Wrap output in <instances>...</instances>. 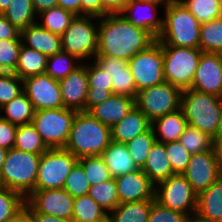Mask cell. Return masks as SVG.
Returning a JSON list of instances; mask_svg holds the SVG:
<instances>
[{"label": "cell", "mask_w": 222, "mask_h": 222, "mask_svg": "<svg viewBox=\"0 0 222 222\" xmlns=\"http://www.w3.org/2000/svg\"><path fill=\"white\" fill-rule=\"evenodd\" d=\"M88 195L108 213L120 204L114 178L91 186Z\"/></svg>", "instance_id": "obj_38"}, {"label": "cell", "mask_w": 222, "mask_h": 222, "mask_svg": "<svg viewBox=\"0 0 222 222\" xmlns=\"http://www.w3.org/2000/svg\"><path fill=\"white\" fill-rule=\"evenodd\" d=\"M128 66L137 91L165 82L162 44L156 40L131 58Z\"/></svg>", "instance_id": "obj_12"}, {"label": "cell", "mask_w": 222, "mask_h": 222, "mask_svg": "<svg viewBox=\"0 0 222 222\" xmlns=\"http://www.w3.org/2000/svg\"><path fill=\"white\" fill-rule=\"evenodd\" d=\"M32 4L37 15L42 11L58 6L57 0H32Z\"/></svg>", "instance_id": "obj_56"}, {"label": "cell", "mask_w": 222, "mask_h": 222, "mask_svg": "<svg viewBox=\"0 0 222 222\" xmlns=\"http://www.w3.org/2000/svg\"><path fill=\"white\" fill-rule=\"evenodd\" d=\"M162 48L165 81L182 90L190 88L202 51L166 44H162Z\"/></svg>", "instance_id": "obj_7"}, {"label": "cell", "mask_w": 222, "mask_h": 222, "mask_svg": "<svg viewBox=\"0 0 222 222\" xmlns=\"http://www.w3.org/2000/svg\"><path fill=\"white\" fill-rule=\"evenodd\" d=\"M2 15L20 31L37 22L32 0H11Z\"/></svg>", "instance_id": "obj_32"}, {"label": "cell", "mask_w": 222, "mask_h": 222, "mask_svg": "<svg viewBox=\"0 0 222 222\" xmlns=\"http://www.w3.org/2000/svg\"><path fill=\"white\" fill-rule=\"evenodd\" d=\"M186 222H213V221L203 218L202 216H199L197 213H193L188 215Z\"/></svg>", "instance_id": "obj_58"}, {"label": "cell", "mask_w": 222, "mask_h": 222, "mask_svg": "<svg viewBox=\"0 0 222 222\" xmlns=\"http://www.w3.org/2000/svg\"><path fill=\"white\" fill-rule=\"evenodd\" d=\"M213 140H222V113L217 126L216 135L213 137Z\"/></svg>", "instance_id": "obj_60"}, {"label": "cell", "mask_w": 222, "mask_h": 222, "mask_svg": "<svg viewBox=\"0 0 222 222\" xmlns=\"http://www.w3.org/2000/svg\"><path fill=\"white\" fill-rule=\"evenodd\" d=\"M78 159L69 151L48 149L41 154L35 190L63 188L66 177Z\"/></svg>", "instance_id": "obj_10"}, {"label": "cell", "mask_w": 222, "mask_h": 222, "mask_svg": "<svg viewBox=\"0 0 222 222\" xmlns=\"http://www.w3.org/2000/svg\"><path fill=\"white\" fill-rule=\"evenodd\" d=\"M200 22L205 23L222 16L219 0H180Z\"/></svg>", "instance_id": "obj_41"}, {"label": "cell", "mask_w": 222, "mask_h": 222, "mask_svg": "<svg viewBox=\"0 0 222 222\" xmlns=\"http://www.w3.org/2000/svg\"><path fill=\"white\" fill-rule=\"evenodd\" d=\"M58 6L73 13L76 16H81V0H57Z\"/></svg>", "instance_id": "obj_55"}, {"label": "cell", "mask_w": 222, "mask_h": 222, "mask_svg": "<svg viewBox=\"0 0 222 222\" xmlns=\"http://www.w3.org/2000/svg\"><path fill=\"white\" fill-rule=\"evenodd\" d=\"M107 213L88 194L74 198L73 222H92Z\"/></svg>", "instance_id": "obj_39"}, {"label": "cell", "mask_w": 222, "mask_h": 222, "mask_svg": "<svg viewBox=\"0 0 222 222\" xmlns=\"http://www.w3.org/2000/svg\"><path fill=\"white\" fill-rule=\"evenodd\" d=\"M26 202L39 213L64 219H72L74 197L65 189L34 190Z\"/></svg>", "instance_id": "obj_14"}, {"label": "cell", "mask_w": 222, "mask_h": 222, "mask_svg": "<svg viewBox=\"0 0 222 222\" xmlns=\"http://www.w3.org/2000/svg\"><path fill=\"white\" fill-rule=\"evenodd\" d=\"M78 61L76 57L64 51L48 56L45 74L60 81L81 65L82 62Z\"/></svg>", "instance_id": "obj_36"}, {"label": "cell", "mask_w": 222, "mask_h": 222, "mask_svg": "<svg viewBox=\"0 0 222 222\" xmlns=\"http://www.w3.org/2000/svg\"><path fill=\"white\" fill-rule=\"evenodd\" d=\"M165 149L171 168L175 174H182L189 163L191 153L180 143V141L167 142Z\"/></svg>", "instance_id": "obj_45"}, {"label": "cell", "mask_w": 222, "mask_h": 222, "mask_svg": "<svg viewBox=\"0 0 222 222\" xmlns=\"http://www.w3.org/2000/svg\"><path fill=\"white\" fill-rule=\"evenodd\" d=\"M20 37L22 45L47 57L62 51L61 36L48 31L37 22L21 30Z\"/></svg>", "instance_id": "obj_21"}, {"label": "cell", "mask_w": 222, "mask_h": 222, "mask_svg": "<svg viewBox=\"0 0 222 222\" xmlns=\"http://www.w3.org/2000/svg\"><path fill=\"white\" fill-rule=\"evenodd\" d=\"M17 125L0 116V147L10 150L14 147Z\"/></svg>", "instance_id": "obj_49"}, {"label": "cell", "mask_w": 222, "mask_h": 222, "mask_svg": "<svg viewBox=\"0 0 222 222\" xmlns=\"http://www.w3.org/2000/svg\"><path fill=\"white\" fill-rule=\"evenodd\" d=\"M196 213L213 222H222V176L198 194Z\"/></svg>", "instance_id": "obj_27"}, {"label": "cell", "mask_w": 222, "mask_h": 222, "mask_svg": "<svg viewBox=\"0 0 222 222\" xmlns=\"http://www.w3.org/2000/svg\"><path fill=\"white\" fill-rule=\"evenodd\" d=\"M130 0H101L104 7V16L121 13Z\"/></svg>", "instance_id": "obj_54"}, {"label": "cell", "mask_w": 222, "mask_h": 222, "mask_svg": "<svg viewBox=\"0 0 222 222\" xmlns=\"http://www.w3.org/2000/svg\"><path fill=\"white\" fill-rule=\"evenodd\" d=\"M156 141L153 128L150 127L144 133L125 143L130 156L139 169L145 165L146 158Z\"/></svg>", "instance_id": "obj_37"}, {"label": "cell", "mask_w": 222, "mask_h": 222, "mask_svg": "<svg viewBox=\"0 0 222 222\" xmlns=\"http://www.w3.org/2000/svg\"><path fill=\"white\" fill-rule=\"evenodd\" d=\"M11 4V0H0V14H2Z\"/></svg>", "instance_id": "obj_62"}, {"label": "cell", "mask_w": 222, "mask_h": 222, "mask_svg": "<svg viewBox=\"0 0 222 222\" xmlns=\"http://www.w3.org/2000/svg\"><path fill=\"white\" fill-rule=\"evenodd\" d=\"M47 56L24 45L21 46L15 74L24 79L33 75L45 74Z\"/></svg>", "instance_id": "obj_28"}, {"label": "cell", "mask_w": 222, "mask_h": 222, "mask_svg": "<svg viewBox=\"0 0 222 222\" xmlns=\"http://www.w3.org/2000/svg\"><path fill=\"white\" fill-rule=\"evenodd\" d=\"M198 194L182 174H174L155 185V201L173 211L196 213Z\"/></svg>", "instance_id": "obj_11"}, {"label": "cell", "mask_w": 222, "mask_h": 222, "mask_svg": "<svg viewBox=\"0 0 222 222\" xmlns=\"http://www.w3.org/2000/svg\"><path fill=\"white\" fill-rule=\"evenodd\" d=\"M21 46V40H0V61L8 72H15Z\"/></svg>", "instance_id": "obj_46"}, {"label": "cell", "mask_w": 222, "mask_h": 222, "mask_svg": "<svg viewBox=\"0 0 222 222\" xmlns=\"http://www.w3.org/2000/svg\"><path fill=\"white\" fill-rule=\"evenodd\" d=\"M200 27L188 8L176 0L164 9L162 31L156 40L168 46L200 49Z\"/></svg>", "instance_id": "obj_3"}, {"label": "cell", "mask_w": 222, "mask_h": 222, "mask_svg": "<svg viewBox=\"0 0 222 222\" xmlns=\"http://www.w3.org/2000/svg\"><path fill=\"white\" fill-rule=\"evenodd\" d=\"M75 16L73 13L57 6L38 14L37 18L40 19V22L37 23L48 31L62 36Z\"/></svg>", "instance_id": "obj_34"}, {"label": "cell", "mask_w": 222, "mask_h": 222, "mask_svg": "<svg viewBox=\"0 0 222 222\" xmlns=\"http://www.w3.org/2000/svg\"><path fill=\"white\" fill-rule=\"evenodd\" d=\"M88 90L112 91V78L93 60L87 62Z\"/></svg>", "instance_id": "obj_47"}, {"label": "cell", "mask_w": 222, "mask_h": 222, "mask_svg": "<svg viewBox=\"0 0 222 222\" xmlns=\"http://www.w3.org/2000/svg\"><path fill=\"white\" fill-rule=\"evenodd\" d=\"M219 98H220V103H221V105H222V92H221Z\"/></svg>", "instance_id": "obj_66"}, {"label": "cell", "mask_w": 222, "mask_h": 222, "mask_svg": "<svg viewBox=\"0 0 222 222\" xmlns=\"http://www.w3.org/2000/svg\"><path fill=\"white\" fill-rule=\"evenodd\" d=\"M112 78L113 94L136 98L137 90L134 77L130 72L128 61L121 58L95 56L93 60Z\"/></svg>", "instance_id": "obj_19"}, {"label": "cell", "mask_w": 222, "mask_h": 222, "mask_svg": "<svg viewBox=\"0 0 222 222\" xmlns=\"http://www.w3.org/2000/svg\"><path fill=\"white\" fill-rule=\"evenodd\" d=\"M135 99L113 94L109 99L92 107L88 112L104 125L112 128L134 107Z\"/></svg>", "instance_id": "obj_22"}, {"label": "cell", "mask_w": 222, "mask_h": 222, "mask_svg": "<svg viewBox=\"0 0 222 222\" xmlns=\"http://www.w3.org/2000/svg\"><path fill=\"white\" fill-rule=\"evenodd\" d=\"M92 222H111V215L107 212L104 216H102Z\"/></svg>", "instance_id": "obj_63"}, {"label": "cell", "mask_w": 222, "mask_h": 222, "mask_svg": "<svg viewBox=\"0 0 222 222\" xmlns=\"http://www.w3.org/2000/svg\"><path fill=\"white\" fill-rule=\"evenodd\" d=\"M100 156L113 178L139 169L130 156L125 143L111 140Z\"/></svg>", "instance_id": "obj_24"}, {"label": "cell", "mask_w": 222, "mask_h": 222, "mask_svg": "<svg viewBox=\"0 0 222 222\" xmlns=\"http://www.w3.org/2000/svg\"><path fill=\"white\" fill-rule=\"evenodd\" d=\"M219 4H220L221 10H222V0H219Z\"/></svg>", "instance_id": "obj_67"}, {"label": "cell", "mask_w": 222, "mask_h": 222, "mask_svg": "<svg viewBox=\"0 0 222 222\" xmlns=\"http://www.w3.org/2000/svg\"><path fill=\"white\" fill-rule=\"evenodd\" d=\"M188 215L173 211L155 200L150 208L148 222H186Z\"/></svg>", "instance_id": "obj_48"}, {"label": "cell", "mask_w": 222, "mask_h": 222, "mask_svg": "<svg viewBox=\"0 0 222 222\" xmlns=\"http://www.w3.org/2000/svg\"><path fill=\"white\" fill-rule=\"evenodd\" d=\"M78 162L82 165L91 186L113 178L100 155L83 157L78 159Z\"/></svg>", "instance_id": "obj_42"}, {"label": "cell", "mask_w": 222, "mask_h": 222, "mask_svg": "<svg viewBox=\"0 0 222 222\" xmlns=\"http://www.w3.org/2000/svg\"><path fill=\"white\" fill-rule=\"evenodd\" d=\"M41 154L12 148L7 151L0 173V185L27 198L34 190Z\"/></svg>", "instance_id": "obj_4"}, {"label": "cell", "mask_w": 222, "mask_h": 222, "mask_svg": "<svg viewBox=\"0 0 222 222\" xmlns=\"http://www.w3.org/2000/svg\"><path fill=\"white\" fill-rule=\"evenodd\" d=\"M183 90L169 82L140 90L135 98V105L152 123L155 119L181 108Z\"/></svg>", "instance_id": "obj_9"}, {"label": "cell", "mask_w": 222, "mask_h": 222, "mask_svg": "<svg viewBox=\"0 0 222 222\" xmlns=\"http://www.w3.org/2000/svg\"><path fill=\"white\" fill-rule=\"evenodd\" d=\"M151 127V122L134 105L127 115L111 128V140L119 143H127L137 135L147 131Z\"/></svg>", "instance_id": "obj_23"}, {"label": "cell", "mask_w": 222, "mask_h": 222, "mask_svg": "<svg viewBox=\"0 0 222 222\" xmlns=\"http://www.w3.org/2000/svg\"><path fill=\"white\" fill-rule=\"evenodd\" d=\"M200 50L222 54V16L215 20L201 23Z\"/></svg>", "instance_id": "obj_35"}, {"label": "cell", "mask_w": 222, "mask_h": 222, "mask_svg": "<svg viewBox=\"0 0 222 222\" xmlns=\"http://www.w3.org/2000/svg\"><path fill=\"white\" fill-rule=\"evenodd\" d=\"M7 151H8L7 149H5L3 147H0V173H1L2 168H3V163L5 161Z\"/></svg>", "instance_id": "obj_61"}, {"label": "cell", "mask_w": 222, "mask_h": 222, "mask_svg": "<svg viewBox=\"0 0 222 222\" xmlns=\"http://www.w3.org/2000/svg\"><path fill=\"white\" fill-rule=\"evenodd\" d=\"M155 199L119 204L110 211L111 222H148L150 208Z\"/></svg>", "instance_id": "obj_30"}, {"label": "cell", "mask_w": 222, "mask_h": 222, "mask_svg": "<svg viewBox=\"0 0 222 222\" xmlns=\"http://www.w3.org/2000/svg\"><path fill=\"white\" fill-rule=\"evenodd\" d=\"M8 73V71L3 67V65L1 64V61H0V75H4Z\"/></svg>", "instance_id": "obj_64"}, {"label": "cell", "mask_w": 222, "mask_h": 222, "mask_svg": "<svg viewBox=\"0 0 222 222\" xmlns=\"http://www.w3.org/2000/svg\"><path fill=\"white\" fill-rule=\"evenodd\" d=\"M35 109L24 92L0 109L4 114L0 115L4 120L14 125H25L32 123Z\"/></svg>", "instance_id": "obj_29"}, {"label": "cell", "mask_w": 222, "mask_h": 222, "mask_svg": "<svg viewBox=\"0 0 222 222\" xmlns=\"http://www.w3.org/2000/svg\"><path fill=\"white\" fill-rule=\"evenodd\" d=\"M94 19V20H93ZM97 20L96 22H94ZM94 16H75L61 36L62 51L76 57L80 62L93 60L98 52V23Z\"/></svg>", "instance_id": "obj_6"}, {"label": "cell", "mask_w": 222, "mask_h": 222, "mask_svg": "<svg viewBox=\"0 0 222 222\" xmlns=\"http://www.w3.org/2000/svg\"><path fill=\"white\" fill-rule=\"evenodd\" d=\"M112 95V91L88 90L85 111H89L92 107L104 102Z\"/></svg>", "instance_id": "obj_53"}, {"label": "cell", "mask_w": 222, "mask_h": 222, "mask_svg": "<svg viewBox=\"0 0 222 222\" xmlns=\"http://www.w3.org/2000/svg\"><path fill=\"white\" fill-rule=\"evenodd\" d=\"M81 15L103 17L104 7L101 0H81Z\"/></svg>", "instance_id": "obj_51"}, {"label": "cell", "mask_w": 222, "mask_h": 222, "mask_svg": "<svg viewBox=\"0 0 222 222\" xmlns=\"http://www.w3.org/2000/svg\"><path fill=\"white\" fill-rule=\"evenodd\" d=\"M90 187L91 185L84 173V169L77 161L72 167L69 175L66 177L63 189L75 198L88 194Z\"/></svg>", "instance_id": "obj_43"}, {"label": "cell", "mask_w": 222, "mask_h": 222, "mask_svg": "<svg viewBox=\"0 0 222 222\" xmlns=\"http://www.w3.org/2000/svg\"><path fill=\"white\" fill-rule=\"evenodd\" d=\"M26 198L0 185V222H15L24 215Z\"/></svg>", "instance_id": "obj_31"}, {"label": "cell", "mask_w": 222, "mask_h": 222, "mask_svg": "<svg viewBox=\"0 0 222 222\" xmlns=\"http://www.w3.org/2000/svg\"><path fill=\"white\" fill-rule=\"evenodd\" d=\"M179 141L191 154L202 153L213 149V138L209 134L190 125L185 128Z\"/></svg>", "instance_id": "obj_40"}, {"label": "cell", "mask_w": 222, "mask_h": 222, "mask_svg": "<svg viewBox=\"0 0 222 222\" xmlns=\"http://www.w3.org/2000/svg\"><path fill=\"white\" fill-rule=\"evenodd\" d=\"M155 41L156 38L149 31L136 27L121 13L107 14L99 18L96 56L129 61Z\"/></svg>", "instance_id": "obj_1"}, {"label": "cell", "mask_w": 222, "mask_h": 222, "mask_svg": "<svg viewBox=\"0 0 222 222\" xmlns=\"http://www.w3.org/2000/svg\"><path fill=\"white\" fill-rule=\"evenodd\" d=\"M63 105L76 111H85L89 88L87 60L67 77L59 81Z\"/></svg>", "instance_id": "obj_18"}, {"label": "cell", "mask_w": 222, "mask_h": 222, "mask_svg": "<svg viewBox=\"0 0 222 222\" xmlns=\"http://www.w3.org/2000/svg\"><path fill=\"white\" fill-rule=\"evenodd\" d=\"M182 175L197 194L205 191L221 177L214 150L191 154L187 168Z\"/></svg>", "instance_id": "obj_15"}, {"label": "cell", "mask_w": 222, "mask_h": 222, "mask_svg": "<svg viewBox=\"0 0 222 222\" xmlns=\"http://www.w3.org/2000/svg\"><path fill=\"white\" fill-rule=\"evenodd\" d=\"M181 109L188 125L209 134L216 135L217 126L222 113V105L218 96L184 89L181 96Z\"/></svg>", "instance_id": "obj_5"}, {"label": "cell", "mask_w": 222, "mask_h": 222, "mask_svg": "<svg viewBox=\"0 0 222 222\" xmlns=\"http://www.w3.org/2000/svg\"><path fill=\"white\" fill-rule=\"evenodd\" d=\"M161 6L150 2L130 0L121 14L136 27L149 31L155 38L163 27V17H158Z\"/></svg>", "instance_id": "obj_20"}, {"label": "cell", "mask_w": 222, "mask_h": 222, "mask_svg": "<svg viewBox=\"0 0 222 222\" xmlns=\"http://www.w3.org/2000/svg\"><path fill=\"white\" fill-rule=\"evenodd\" d=\"M187 126L188 122L181 108L159 117L151 123L156 140L161 143L179 141Z\"/></svg>", "instance_id": "obj_25"}, {"label": "cell", "mask_w": 222, "mask_h": 222, "mask_svg": "<svg viewBox=\"0 0 222 222\" xmlns=\"http://www.w3.org/2000/svg\"><path fill=\"white\" fill-rule=\"evenodd\" d=\"M189 89L220 96L222 92V54L202 52Z\"/></svg>", "instance_id": "obj_16"}, {"label": "cell", "mask_w": 222, "mask_h": 222, "mask_svg": "<svg viewBox=\"0 0 222 222\" xmlns=\"http://www.w3.org/2000/svg\"><path fill=\"white\" fill-rule=\"evenodd\" d=\"M15 222H29L27 220V218L25 217V215H23L22 217H20L18 220H16Z\"/></svg>", "instance_id": "obj_65"}, {"label": "cell", "mask_w": 222, "mask_h": 222, "mask_svg": "<svg viewBox=\"0 0 222 222\" xmlns=\"http://www.w3.org/2000/svg\"><path fill=\"white\" fill-rule=\"evenodd\" d=\"M138 1L150 2V3H154L156 5H159V6L162 5L163 8L165 9L168 5L175 2L176 0H138Z\"/></svg>", "instance_id": "obj_59"}, {"label": "cell", "mask_w": 222, "mask_h": 222, "mask_svg": "<svg viewBox=\"0 0 222 222\" xmlns=\"http://www.w3.org/2000/svg\"><path fill=\"white\" fill-rule=\"evenodd\" d=\"M114 179L120 204L155 199V185L141 169Z\"/></svg>", "instance_id": "obj_17"}, {"label": "cell", "mask_w": 222, "mask_h": 222, "mask_svg": "<svg viewBox=\"0 0 222 222\" xmlns=\"http://www.w3.org/2000/svg\"><path fill=\"white\" fill-rule=\"evenodd\" d=\"M23 92L36 111L64 108L59 81L47 74L24 78Z\"/></svg>", "instance_id": "obj_13"}, {"label": "cell", "mask_w": 222, "mask_h": 222, "mask_svg": "<svg viewBox=\"0 0 222 222\" xmlns=\"http://www.w3.org/2000/svg\"><path fill=\"white\" fill-rule=\"evenodd\" d=\"M23 92V79L15 73L0 75V109Z\"/></svg>", "instance_id": "obj_44"}, {"label": "cell", "mask_w": 222, "mask_h": 222, "mask_svg": "<svg viewBox=\"0 0 222 222\" xmlns=\"http://www.w3.org/2000/svg\"><path fill=\"white\" fill-rule=\"evenodd\" d=\"M213 150L218 163L220 175L222 176V140H213Z\"/></svg>", "instance_id": "obj_57"}, {"label": "cell", "mask_w": 222, "mask_h": 222, "mask_svg": "<svg viewBox=\"0 0 222 222\" xmlns=\"http://www.w3.org/2000/svg\"><path fill=\"white\" fill-rule=\"evenodd\" d=\"M0 40H21L20 30L0 14Z\"/></svg>", "instance_id": "obj_52"}, {"label": "cell", "mask_w": 222, "mask_h": 222, "mask_svg": "<svg viewBox=\"0 0 222 222\" xmlns=\"http://www.w3.org/2000/svg\"><path fill=\"white\" fill-rule=\"evenodd\" d=\"M111 141V128L88 111H77L64 147L77 159L101 155Z\"/></svg>", "instance_id": "obj_2"}, {"label": "cell", "mask_w": 222, "mask_h": 222, "mask_svg": "<svg viewBox=\"0 0 222 222\" xmlns=\"http://www.w3.org/2000/svg\"><path fill=\"white\" fill-rule=\"evenodd\" d=\"M76 113V110L65 107L35 111L32 124L48 149H62L66 146Z\"/></svg>", "instance_id": "obj_8"}, {"label": "cell", "mask_w": 222, "mask_h": 222, "mask_svg": "<svg viewBox=\"0 0 222 222\" xmlns=\"http://www.w3.org/2000/svg\"><path fill=\"white\" fill-rule=\"evenodd\" d=\"M24 215L29 222H73L72 219H64L36 212L27 202L24 207Z\"/></svg>", "instance_id": "obj_50"}, {"label": "cell", "mask_w": 222, "mask_h": 222, "mask_svg": "<svg viewBox=\"0 0 222 222\" xmlns=\"http://www.w3.org/2000/svg\"><path fill=\"white\" fill-rule=\"evenodd\" d=\"M141 170L154 185L175 174L167 157L164 143L155 142Z\"/></svg>", "instance_id": "obj_26"}, {"label": "cell", "mask_w": 222, "mask_h": 222, "mask_svg": "<svg viewBox=\"0 0 222 222\" xmlns=\"http://www.w3.org/2000/svg\"><path fill=\"white\" fill-rule=\"evenodd\" d=\"M13 148L35 154L48 150L32 123L17 126Z\"/></svg>", "instance_id": "obj_33"}]
</instances>
